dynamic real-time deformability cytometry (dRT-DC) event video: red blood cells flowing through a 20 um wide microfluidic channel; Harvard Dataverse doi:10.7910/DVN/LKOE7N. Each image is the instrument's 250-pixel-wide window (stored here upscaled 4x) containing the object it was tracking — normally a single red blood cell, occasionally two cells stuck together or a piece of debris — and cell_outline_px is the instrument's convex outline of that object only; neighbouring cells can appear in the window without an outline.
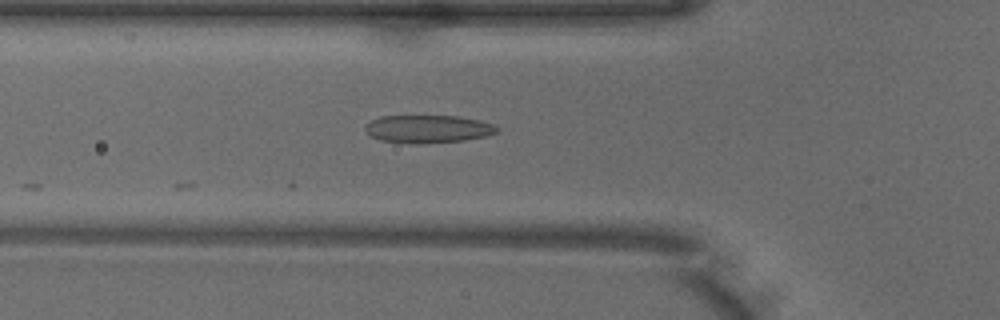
{"species": "common noctule bat (a hibernating species)", "species_latin": "Nyctalus noctula", "temperature_condition": "warm", "stored_images_in_passage": 9, "camera_frame_rate_fps": 3000, "um_per_image_px": 0.085, "animal": {"sex": "male", "body_mass_g": 18.8}, "frame": {"image": 1, "passage_image": 4, "time_ms": 1.0, "image_size_px": [1000, 320], "cell_outline_px": [[500, 128], [496, 132], [488, 136], [464, 140], [380, 140], [372, 136], [364, 128], [372, 120], [380, 116], [460, 116], [480, 120], [496, 124]], "centroid_in_image_um": [36.49, 10.89], "position_along_channel_um": 89.3, "area_um2": 20.17}}